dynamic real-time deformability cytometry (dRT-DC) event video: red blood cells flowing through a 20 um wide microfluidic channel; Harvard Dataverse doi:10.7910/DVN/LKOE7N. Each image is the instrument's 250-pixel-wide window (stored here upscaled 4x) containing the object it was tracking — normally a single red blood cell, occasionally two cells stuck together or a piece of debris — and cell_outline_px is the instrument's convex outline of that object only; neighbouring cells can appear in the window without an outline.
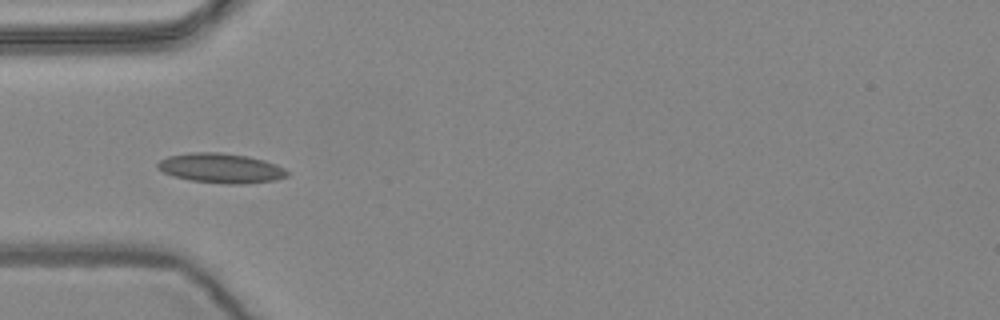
{"species": "common noctule bat (a hibernating species)", "species_latin": "Nyctalus noctula", "temperature_condition": "warm", "stored_images_in_passage": 6, "camera_frame_rate_fps": 3000, "um_per_image_px": 0.085, "animal": {"sex": "female", "body_mass_g": 24.6, "forearm_length_mm": 56.2}, "frame": {"image": 1, "passage_image": 4, "time_ms": 1.0, "image_size_px": [1000, 320], "cell_outline_px": [[288, 176], [276, 180], [244, 184], [228, 184], [188, 180], [172, 176], [156, 168], [156, 164], [160, 160], [168, 156], [188, 152], [220, 152], [248, 156], [264, 160], [276, 164], [284, 168], [288, 172]], "centroid_in_image_um": [18.76, 14.29], "position_along_channel_um": 66.2, "area_um2": 22.66}}
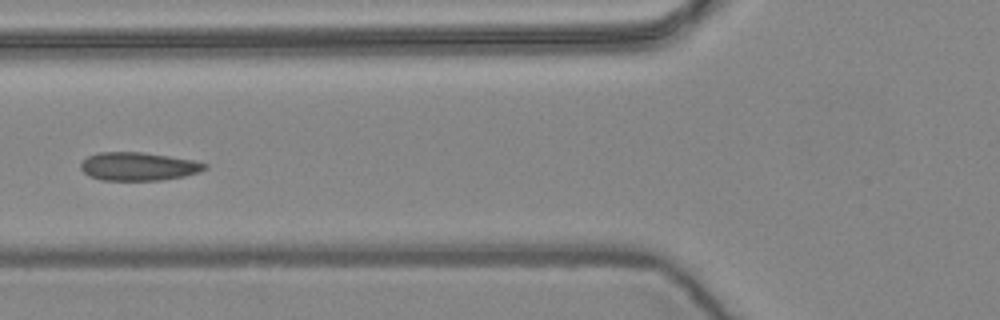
{"frame": {"image": 2, "passage_image": 5, "time_ms": 1.333, "image_size_px": [1000, 320], "cell_outline_px": [[208, 168], [184, 176], [160, 180], [100, 180], [88, 176], [80, 168], [80, 164], [88, 156], [96, 152], [144, 152], [192, 160], [208, 164]], "centroid_in_image_um": [11.72, 14.14], "position_along_channel_um": 114.1, "area_um2": 20.4}}